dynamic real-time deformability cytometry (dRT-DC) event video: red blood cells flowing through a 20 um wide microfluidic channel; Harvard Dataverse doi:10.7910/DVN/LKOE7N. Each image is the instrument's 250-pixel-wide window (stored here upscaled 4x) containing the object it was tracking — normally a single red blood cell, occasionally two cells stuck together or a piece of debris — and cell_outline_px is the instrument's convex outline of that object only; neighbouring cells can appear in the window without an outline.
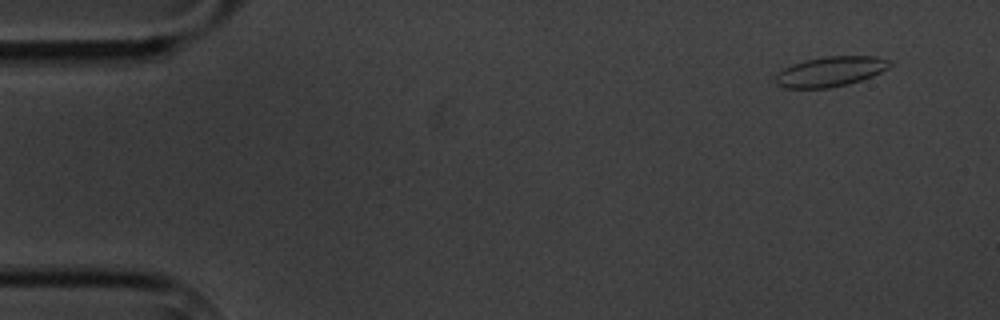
{"species": "common noctule bat (a hibernating species)", "species_latin": "Nyctalus noctula", "temperature_condition": "cold", "stored_images_in_passage": 5, "camera_frame_rate_fps": 3000, "um_per_image_px": 0.085, "animal": {"sex": "male", "body_mass_g": 20.1, "forearm_length_mm": 53.5}, "frame": {"image": 1, "passage_image": 1, "time_ms": 0.0, "image_size_px": [1000, 320], "cell_outline_px": [[892, 64], [888, 68], [872, 76], [848, 84], [828, 88], [784, 88], [776, 84], [776, 76], [784, 68], [792, 64], [804, 60], [824, 56], [876, 56], [888, 60]], "centroid_in_image_um": [70.58, 6.08], "position_along_channel_um": 14.4, "area_um2": 19.88}}